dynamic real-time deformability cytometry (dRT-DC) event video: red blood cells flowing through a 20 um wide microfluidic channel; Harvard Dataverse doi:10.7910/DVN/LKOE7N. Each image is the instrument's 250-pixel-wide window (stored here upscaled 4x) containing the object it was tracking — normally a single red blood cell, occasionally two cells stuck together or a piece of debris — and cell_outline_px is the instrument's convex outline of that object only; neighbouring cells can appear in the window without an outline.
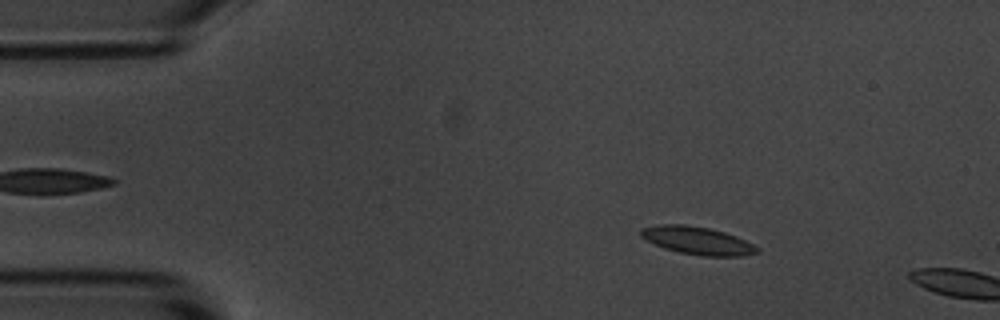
{"species": "common noctule bat (a hibernating species)", "species_latin": "Nyctalus noctula", "temperature_condition": "room temperature", "stored_images_in_passage": 14, "camera_frame_rate_fps": 3000, "um_per_image_px": 0.085, "animal": {"sex": "male", "body_mass_g": 20.1, "forearm_length_mm": 53.5}, "frame": {"image": 1, "passage_image": 8, "time_ms": 2.333, "image_size_px": [1000, 320], "cell_outline_px": [[760, 252], [744, 256], [700, 256], [680, 252], [664, 248], [640, 236], [640, 228], [664, 224], [684, 224], [708, 228], [724, 232], [736, 236], [760, 248]], "centroid_in_image_um": [59.31, 20.45], "position_along_channel_um": 25.7, "area_um2": 18.73}}